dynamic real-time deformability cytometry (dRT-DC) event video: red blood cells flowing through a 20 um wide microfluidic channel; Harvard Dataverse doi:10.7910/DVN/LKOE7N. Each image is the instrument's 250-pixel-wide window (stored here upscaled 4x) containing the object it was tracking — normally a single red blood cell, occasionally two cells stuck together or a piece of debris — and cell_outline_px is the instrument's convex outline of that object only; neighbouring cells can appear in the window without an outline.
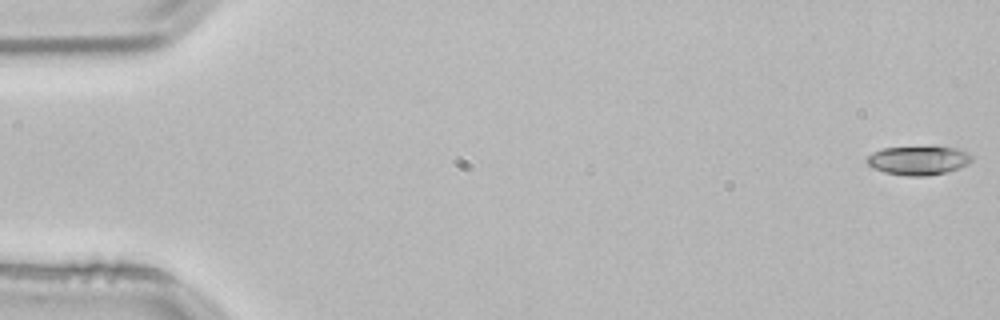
{"species": "common noctule bat (a hibernating species)", "species_latin": "Nyctalus noctula", "temperature_condition": "room temperature", "stored_images_in_passage": 21, "camera_frame_rate_fps": 3000, "um_per_image_px": 0.085, "animal": {"sex": "male", "body_mass_g": 21.5, "forearm_length_mm": 52.0}, "frame": {"image": 1, "passage_image": 1, "time_ms": 0.0, "image_size_px": [1000, 320], "cell_outline_px": [[972, 160], [968, 164], [960, 168], [928, 176], [908, 176], [884, 172], [872, 168], [868, 164], [868, 156], [872, 152], [884, 148], [932, 144], [956, 148], [972, 156]], "centroid_in_image_um": [78.07, 13.59], "position_along_channel_um": 6.9, "area_um2": 18.21}}